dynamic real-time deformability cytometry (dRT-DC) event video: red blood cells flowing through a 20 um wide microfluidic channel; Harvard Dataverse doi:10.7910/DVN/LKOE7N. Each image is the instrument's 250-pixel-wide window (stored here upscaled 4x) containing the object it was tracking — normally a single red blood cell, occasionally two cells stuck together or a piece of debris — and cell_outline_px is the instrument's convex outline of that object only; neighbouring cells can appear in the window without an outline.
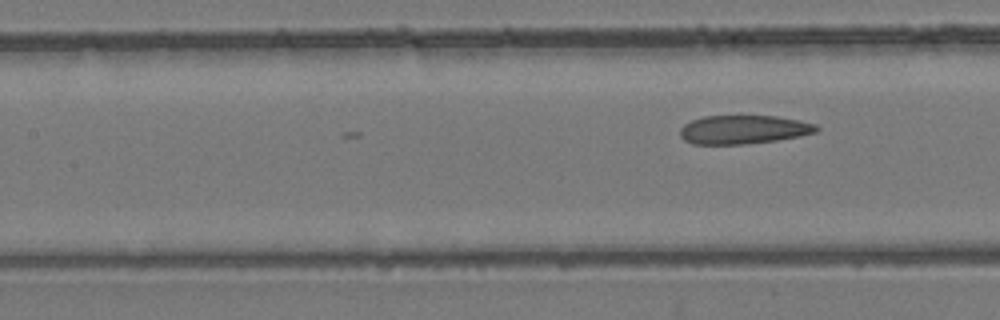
{"species": "common noctule bat (a hibernating species)", "species_latin": "Nyctalus noctula", "temperature_condition": "room temperature", "stored_images_in_passage": 6, "camera_frame_rate_fps": 3000, "um_per_image_px": 0.085, "animal": {"sex": "female", "body_mass_g": 24.6, "forearm_length_mm": 56.2}, "frame": {"image": 1, "passage_image": 6, "time_ms": 1.667, "image_size_px": [1000, 320], "cell_outline_px": [[820, 128], [816, 132], [800, 136], [776, 140], [744, 144], [692, 144], [684, 140], [680, 136], [680, 128], [684, 124], [692, 120], [704, 116], [776, 116], [800, 120], [816, 124]], "centroid_in_image_um": [63.2, 11.01], "position_along_channel_um": 144.2, "area_um2": 22.83}}